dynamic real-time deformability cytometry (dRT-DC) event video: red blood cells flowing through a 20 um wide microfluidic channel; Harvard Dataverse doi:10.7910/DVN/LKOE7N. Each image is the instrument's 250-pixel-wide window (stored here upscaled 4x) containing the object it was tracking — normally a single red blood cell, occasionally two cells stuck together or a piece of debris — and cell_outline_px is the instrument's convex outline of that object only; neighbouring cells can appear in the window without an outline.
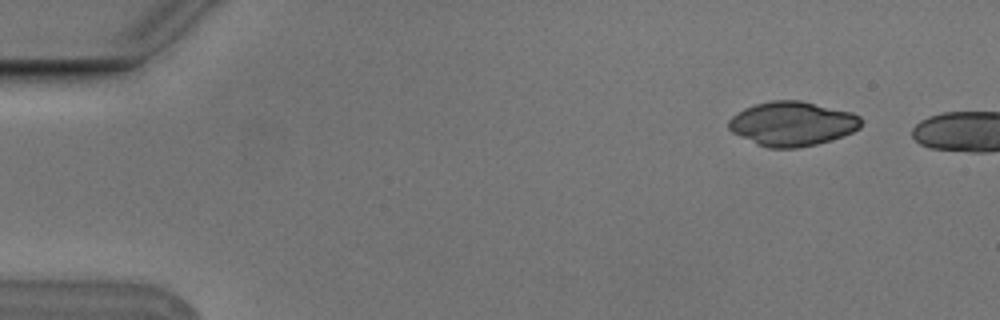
{"species": "Egyptian fruit bat (a non-hibernating species)", "species_latin": "Rousettus aegyptiacus", "temperature_condition": "cold", "stored_images_in_passage": 4, "camera_frame_rate_fps": 3000, "um_per_image_px": 0.085, "animal": {"sex": "male"}, "frame": {"image": 1, "passage_image": 2, "time_ms": 0.333, "image_size_px": [1000, 320], "cell_outline_px": [[860, 128], [844, 136], [816, 144], [796, 148], [768, 148], [756, 144], [732, 132], [728, 128], [728, 120], [732, 116], [744, 108], [756, 104], [772, 100], [800, 100], [852, 112], [860, 116]], "centroid_in_image_um": [67.33, 10.51], "position_along_channel_um": 17.7, "area_um2": 34.22}}